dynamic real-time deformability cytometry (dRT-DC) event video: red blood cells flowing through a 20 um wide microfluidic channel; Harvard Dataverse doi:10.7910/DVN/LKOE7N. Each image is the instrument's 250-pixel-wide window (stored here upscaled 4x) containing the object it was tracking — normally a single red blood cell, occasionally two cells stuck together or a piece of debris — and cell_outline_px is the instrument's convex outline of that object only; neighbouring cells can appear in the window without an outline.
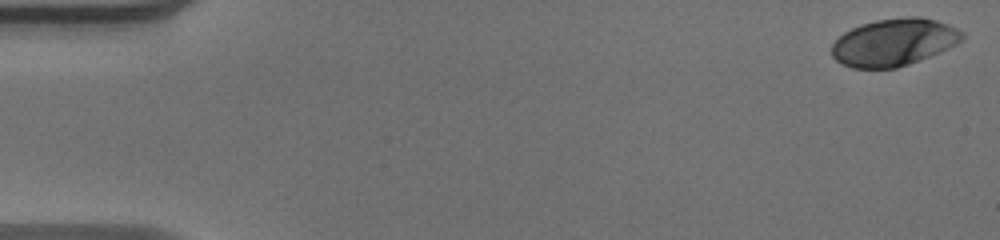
{"species": "human", "species_latin": "Homo sapiens", "temperature_condition": "warm", "stored_images_in_passage": 52, "camera_frame_rate_fps": 3000, "um_per_image_px": 0.085, "donor": {"sex": "male"}, "frame": {"image": 1, "passage_image": 1, "time_ms": 0.0, "image_size_px": [1000, 240], "cell_outline_px": [[964, 36], [956, 44], [940, 52], [908, 64], [896, 68], [852, 68], [836, 60], [832, 56], [832, 44], [844, 32], [860, 24], [876, 20], [908, 16], [920, 16], [936, 20], [948, 24], [964, 32]], "centroid_in_image_um": [75.98, 3.58], "position_along_channel_um": 9.0, "area_um2": 35.84}}
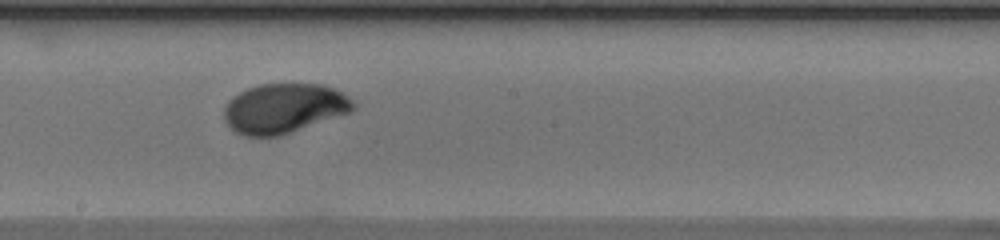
{"frame": {"image": 2, "passage_image": 29, "time_ms": 9.333, "image_size_px": [1000, 240], "cell_outline_px": [[356, 108], [352, 112], [280, 136], [244, 136], [236, 132], [224, 120], [224, 108], [228, 100], [232, 96], [248, 88], [260, 84], [324, 84], [336, 88], [348, 96], [356, 104]], "centroid_in_image_um": [24.17, 9.2], "position_along_channel_um": 224.0, "area_um2": 37.74}}
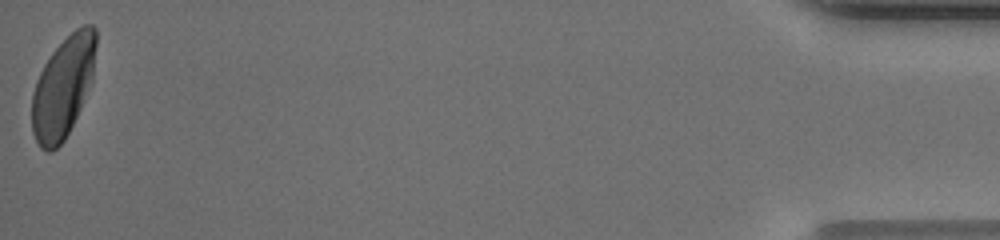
{"frame": {"image": 3, "passage_image": 52, "time_ms": 17.0, "image_size_px": [1000, 240], "cell_outline_px": [[96, 44], [92, 80], [80, 108], [64, 140], [52, 152], [48, 152], [40, 148], [32, 132], [32, 92], [36, 80], [44, 64], [52, 52], [76, 28], [84, 24], [92, 24], [96, 28]], "centroid_in_image_um": [5.35, 7.41], "position_along_channel_um": 429.9, "area_um2": 37.51}, "authors_computed_cell_mechanics": {"area_um2": 37.0498, "velocity_mm_per_s": 3.9372, "shape_relaxation_time_tau1_ms": 3.0954, "shape_relaxation_time_tau2_ms": null, "deformation_change_tau1": 0.1646, "deformation_change_tau2": null}}